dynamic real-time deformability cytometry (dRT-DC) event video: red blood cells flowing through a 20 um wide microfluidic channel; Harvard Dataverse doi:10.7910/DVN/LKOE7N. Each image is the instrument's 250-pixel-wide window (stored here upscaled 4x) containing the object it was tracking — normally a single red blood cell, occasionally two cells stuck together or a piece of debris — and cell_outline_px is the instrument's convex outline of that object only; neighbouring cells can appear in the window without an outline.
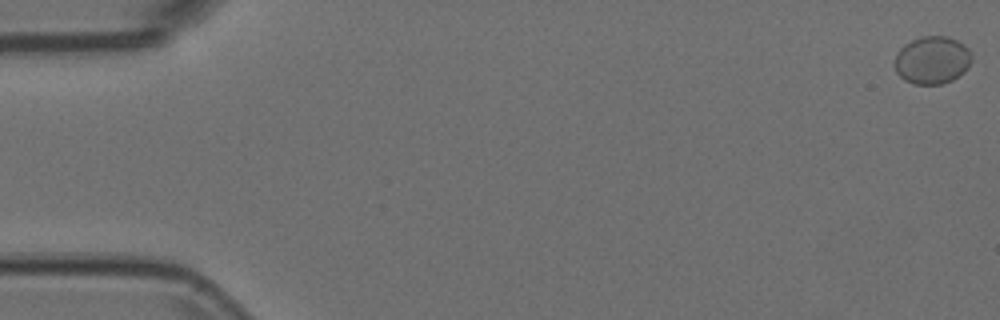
{"species": "Egyptian fruit bat (a non-hibernating species)", "species_latin": "Rousettus aegyptiacus", "temperature_condition": "room temperature", "stored_images_in_passage": 24, "camera_frame_rate_fps": 3000, "um_per_image_px": 0.085, "animal": {"sex": "female"}, "frame": {"image": 1, "passage_image": 1, "time_ms": 0.0, "image_size_px": [1000, 320], "cell_outline_px": [[972, 60], [964, 72], [952, 80], [944, 84], [916, 84], [904, 80], [896, 72], [896, 56], [900, 48], [904, 44], [920, 36], [948, 36], [964, 44], [968, 48], [972, 56]], "centroid_in_image_um": [79.25, 5.1], "position_along_channel_um": 5.7, "area_um2": 21.44}}
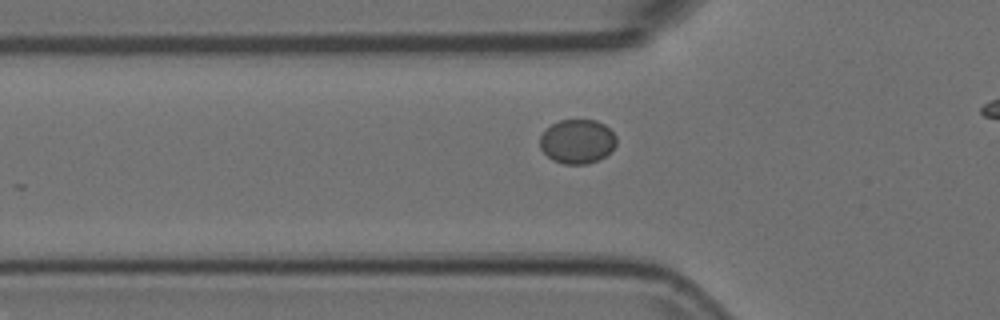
{"frame": {"image": 2, "passage_image": 19, "time_ms": 6.0, "image_size_px": [1000, 320], "cell_outline_px": [[616, 144], [604, 156], [588, 164], [564, 164], [552, 160], [540, 148], [540, 136], [552, 124], [560, 120], [596, 120], [604, 124], [616, 136]], "centroid_in_image_um": [49.06, 12.02], "position_along_channel_um": 76.7, "area_um2": 19.48}}